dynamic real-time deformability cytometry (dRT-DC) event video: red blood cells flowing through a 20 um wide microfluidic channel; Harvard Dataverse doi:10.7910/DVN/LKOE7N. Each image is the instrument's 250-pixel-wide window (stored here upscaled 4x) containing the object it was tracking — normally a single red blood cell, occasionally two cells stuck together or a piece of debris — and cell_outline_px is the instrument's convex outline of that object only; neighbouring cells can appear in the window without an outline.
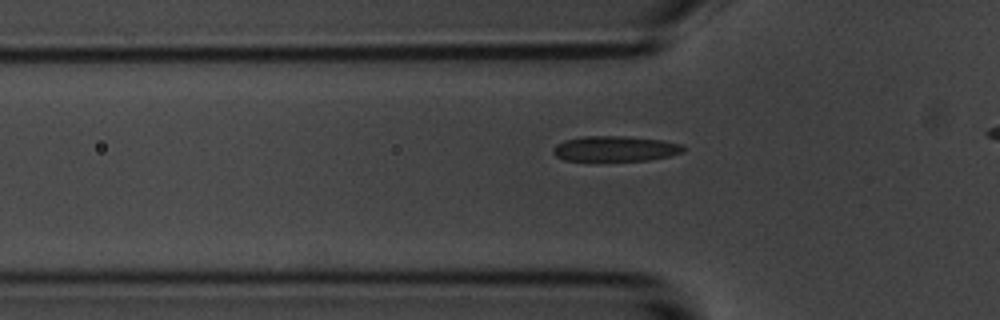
{"species": "common noctule bat (a hibernating species)", "species_latin": "Nyctalus noctula", "temperature_condition": "room temperature", "stored_images_in_passage": 31, "camera_frame_rate_fps": 3000, "um_per_image_px": 0.085, "animal": {"sex": "male", "body_mass_g": 20.1, "forearm_length_mm": 53.5}, "frame": {"image": 1, "passage_image": 3, "time_ms": 0.667, "image_size_px": [1000, 320], "cell_outline_px": [[684, 152], [668, 156], [648, 160], [564, 160], [556, 156], [552, 152], [552, 148], [556, 144], [564, 140], [584, 136], [628, 136], [660, 140], [680, 144], [684, 148]], "centroid_in_image_um": [52.25, 12.63], "position_along_channel_um": 73.5, "area_um2": 19.07}}
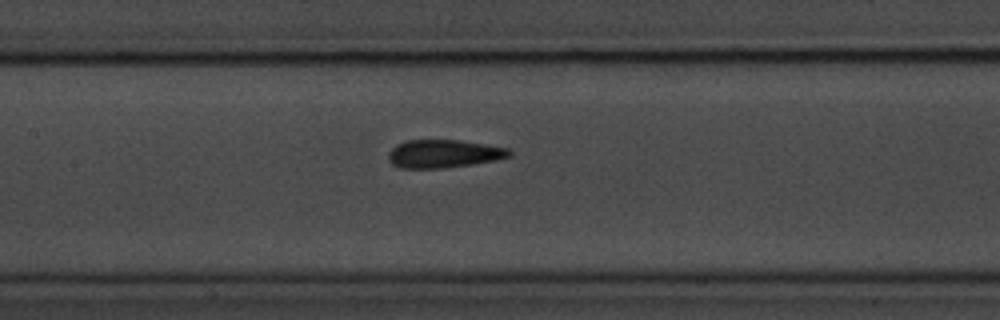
{"frame": {"image": 2, "passage_image": 11, "time_ms": 3.333, "image_size_px": [1000, 320], "cell_outline_px": [[512, 156], [496, 160], [440, 168], [400, 168], [392, 164], [388, 160], [388, 152], [396, 144], [408, 140], [460, 140], [508, 148], [512, 152]], "centroid_in_image_um": [37.69, 13.06], "position_along_channel_um": 169.7, "area_um2": 19.71}}
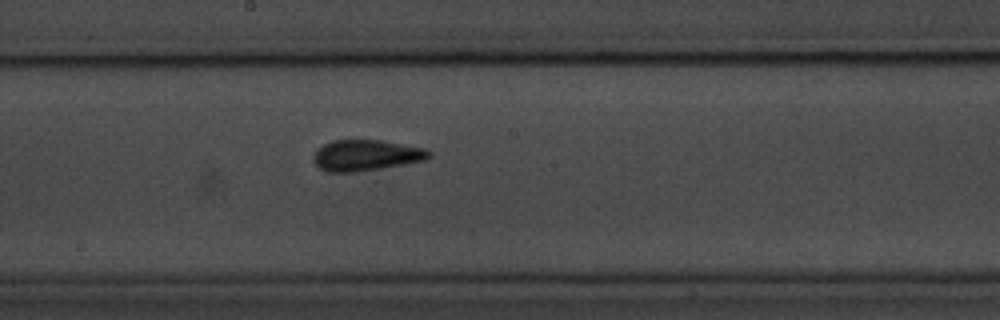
{"frame": {"image": 3, "passage_image": 15, "time_ms": 4.667, "image_size_px": [1000, 320], "cell_outline_px": [[432, 156], [428, 160], [356, 172], [328, 172], [320, 168], [312, 160], [312, 156], [324, 144], [332, 140], [380, 140], [428, 148], [432, 152]], "centroid_in_image_um": [31.17, 13.2], "position_along_channel_um": 217.0, "area_um2": 20.98}, "authors_computed_cell_mechanics": {"area_um2": 19.5942, "velocity_mm_per_s": 3.5659, "shape_relaxation_time_tau1_ms": 4.7923, "shape_relaxation_time_tau2_ms": 1.7219, "deformation_change_tau1": 0.1421, "deformation_change_tau2": 0.0801}}